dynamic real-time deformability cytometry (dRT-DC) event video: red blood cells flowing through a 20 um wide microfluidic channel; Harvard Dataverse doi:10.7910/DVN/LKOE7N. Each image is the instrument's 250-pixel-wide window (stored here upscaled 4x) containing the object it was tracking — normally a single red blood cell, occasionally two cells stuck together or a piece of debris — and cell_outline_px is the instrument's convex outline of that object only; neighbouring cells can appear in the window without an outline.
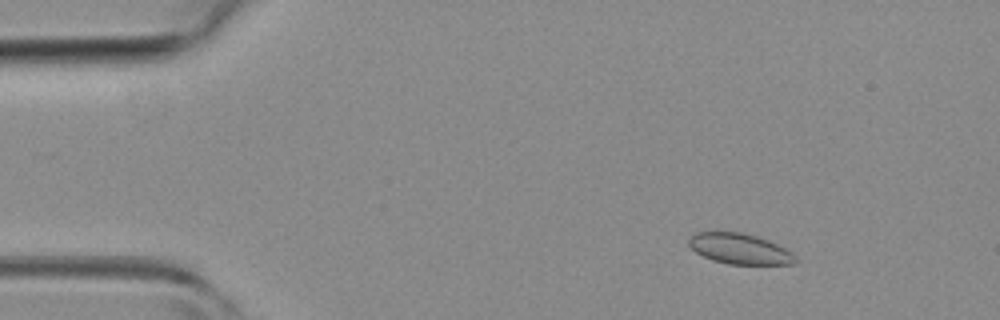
{"species": "common noctule bat (a hibernating species)", "species_latin": "Nyctalus noctula", "temperature_condition": "room temperature", "stored_images_in_passage": 3, "camera_frame_rate_fps": 3000, "um_per_image_px": 0.085, "animal": {"sex": "female", "body_mass_g": 19.3, "forearm_length_mm": 54.1}, "frame": {"image": 1, "passage_image": 1, "time_ms": 0.0, "image_size_px": [1000, 320], "cell_outline_px": [[796, 260], [792, 264], [728, 264], [712, 260], [696, 252], [688, 244], [688, 236], [696, 232], [740, 232], [756, 236], [768, 240], [792, 252], [796, 256]], "centroid_in_image_um": [62.84, 21.14], "position_along_channel_um": 22.2, "area_um2": 18.9}}